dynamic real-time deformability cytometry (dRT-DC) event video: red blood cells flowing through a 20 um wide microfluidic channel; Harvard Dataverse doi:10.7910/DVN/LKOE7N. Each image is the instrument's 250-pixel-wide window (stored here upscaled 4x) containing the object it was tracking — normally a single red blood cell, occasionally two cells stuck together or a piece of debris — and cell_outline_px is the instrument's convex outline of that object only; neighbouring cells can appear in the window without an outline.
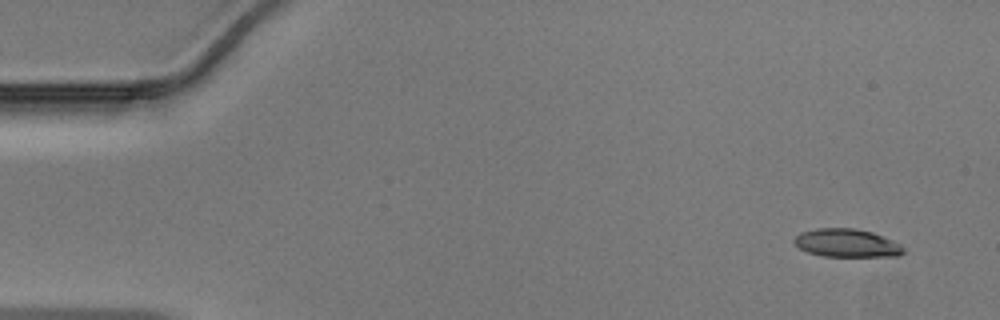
{"species": "Egyptian fruit bat (a non-hibernating species)", "species_latin": "Rousettus aegyptiacus", "temperature_condition": "warm", "stored_images_in_passage": 35, "camera_frame_rate_fps": 3000, "um_per_image_px": 0.085, "animal": {"sex": "male"}, "frame": {"image": 1, "passage_image": 1, "time_ms": 0.0, "image_size_px": [1000, 320], "cell_outline_px": [[904, 252], [900, 256], [824, 256], [808, 252], [800, 248], [792, 240], [800, 232], [816, 228], [852, 228], [872, 232], [892, 240], [900, 244], [904, 248]], "centroid_in_image_um": [71.97, 20.65], "position_along_channel_um": 13.0, "area_um2": 17.86}}
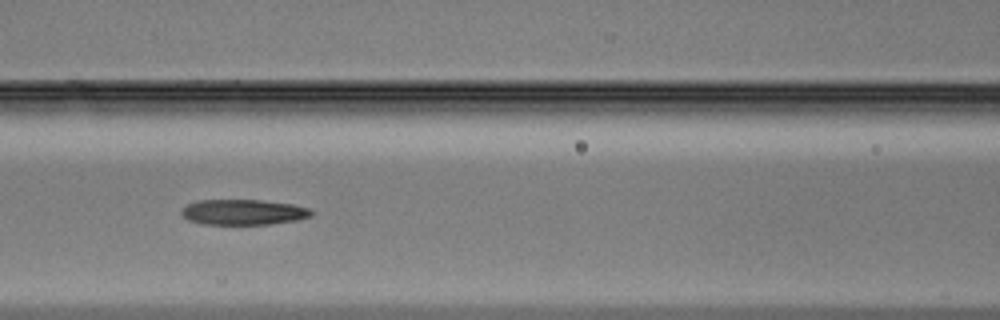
{"frame": {"image": 2, "passage_image": 19, "time_ms": 6.0, "image_size_px": [1000, 320], "cell_outline_px": [[312, 216], [296, 220], [272, 224], [200, 224], [188, 220], [180, 212], [188, 204], [196, 200], [260, 200], [292, 204], [312, 208]], "centroid_in_image_um": [20.7, 18.03], "position_along_channel_um": 145.9, "area_um2": 19.31}}
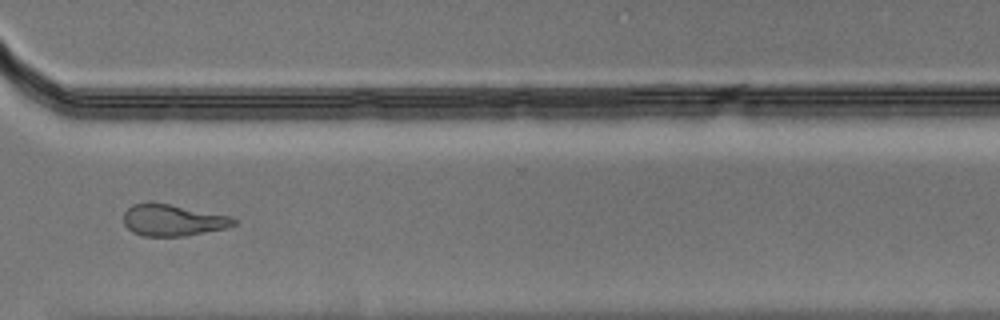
{"frame": {"image": 3, "passage_image": 34, "time_ms": 11.0, "image_size_px": [1000, 320], "cell_outline_px": [[236, 224], [224, 228], [184, 236], [144, 236], [132, 232], [124, 224], [124, 212], [132, 204], [168, 204], [232, 216], [236, 220]], "centroid_in_image_um": [14.69, 18.73], "position_along_channel_um": 355.9, "area_um2": 19.83}}